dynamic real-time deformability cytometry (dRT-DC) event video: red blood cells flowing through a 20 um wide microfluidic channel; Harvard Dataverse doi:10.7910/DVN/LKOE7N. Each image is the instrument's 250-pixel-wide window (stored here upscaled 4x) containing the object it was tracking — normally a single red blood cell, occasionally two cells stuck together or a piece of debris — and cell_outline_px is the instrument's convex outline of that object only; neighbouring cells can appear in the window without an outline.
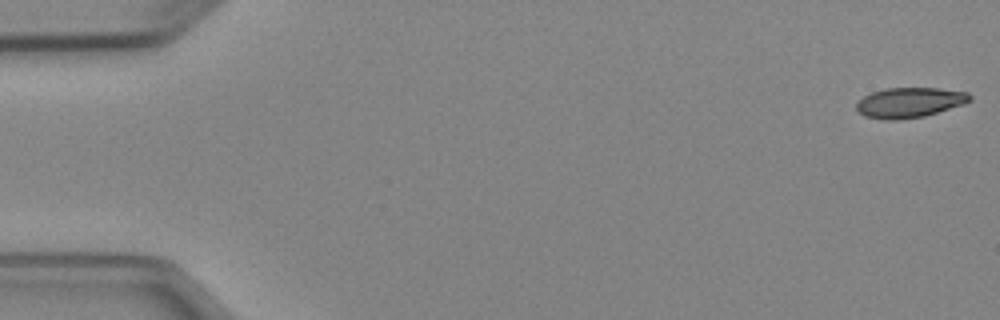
{"species": "Egyptian fruit bat (a non-hibernating species)", "species_latin": "Rousettus aegyptiacus", "temperature_condition": "cold", "stored_images_in_passage": 15, "camera_frame_rate_fps": 3000, "um_per_image_px": 0.085, "animal": {"sex": "female"}, "frame": {"image": 1, "passage_image": 1, "time_ms": 0.0, "image_size_px": [1000, 320], "cell_outline_px": [[972, 100], [964, 104], [924, 116], [900, 120], [888, 120], [864, 116], [856, 108], [856, 104], [864, 96], [872, 92], [884, 88], [940, 88], [968, 92], [972, 96]], "centroid_in_image_um": [77.34, 8.71], "position_along_channel_um": 7.7, "area_um2": 19.94}}
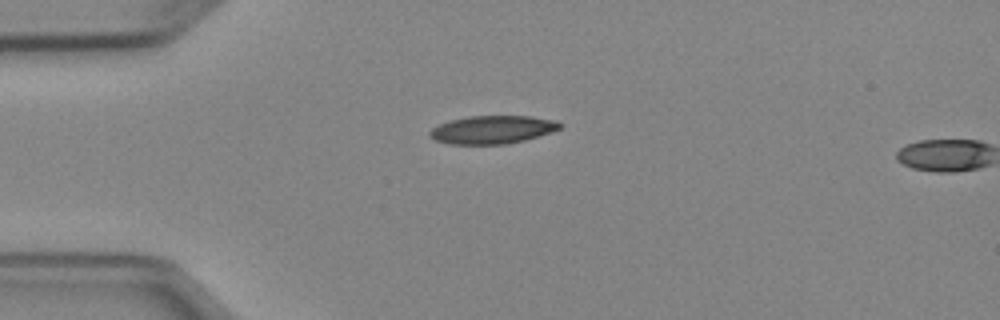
{"frame": {"image": 2, "passage_image": 13, "time_ms": 4.0, "image_size_px": [1000, 320], "cell_outline_px": [[564, 124], [560, 128], [524, 140], [504, 144], [448, 144], [436, 140], [428, 136], [428, 132], [432, 128], [440, 124], [452, 120], [468, 116], [532, 116], [556, 120]], "centroid_in_image_um": [41.83, 11.01], "position_along_channel_um": 43.2, "area_um2": 21.15}}